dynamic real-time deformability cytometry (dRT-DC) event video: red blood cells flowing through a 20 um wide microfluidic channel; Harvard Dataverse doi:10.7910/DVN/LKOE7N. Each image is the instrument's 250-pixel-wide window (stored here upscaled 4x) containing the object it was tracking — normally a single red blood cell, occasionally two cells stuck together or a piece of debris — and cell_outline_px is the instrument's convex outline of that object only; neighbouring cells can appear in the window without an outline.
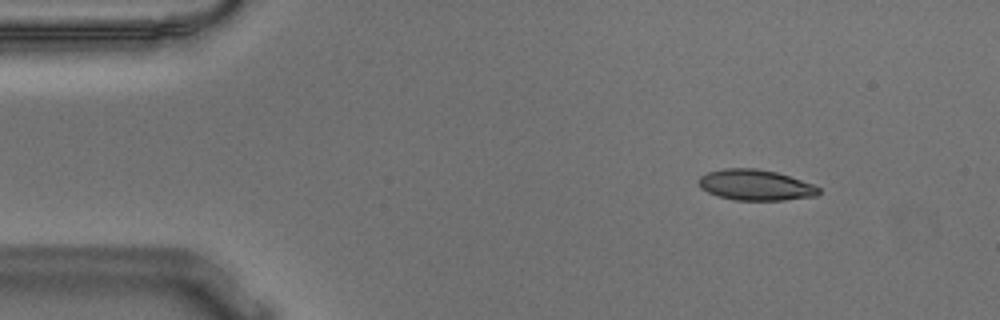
{"species": "Egyptian fruit bat (a non-hibernating species)", "species_latin": "Rousettus aegyptiacus", "temperature_condition": "warm", "stored_images_in_passage": 11, "camera_frame_rate_fps": 3000, "um_per_image_px": 0.085, "animal": {"sex": "male"}, "frame": {"image": 1, "passage_image": 1, "time_ms": 0.0, "image_size_px": [1000, 320], "cell_outline_px": [[820, 192], [816, 196], [784, 200], [736, 200], [720, 196], [708, 192], [700, 188], [700, 176], [708, 172], [724, 168], [756, 168], [776, 172], [812, 184], [820, 188]], "centroid_in_image_um": [64.22, 15.72], "position_along_channel_um": 20.8, "area_um2": 21.27}}